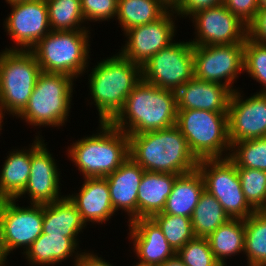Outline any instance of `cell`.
<instances>
[{"label": "cell", "mask_w": 266, "mask_h": 266, "mask_svg": "<svg viewBox=\"0 0 266 266\" xmlns=\"http://www.w3.org/2000/svg\"><path fill=\"white\" fill-rule=\"evenodd\" d=\"M17 201L0 200V262H6L16 248H22L24 254L42 234L43 204L21 207Z\"/></svg>", "instance_id": "9c48e42d"}, {"label": "cell", "mask_w": 266, "mask_h": 266, "mask_svg": "<svg viewBox=\"0 0 266 266\" xmlns=\"http://www.w3.org/2000/svg\"><path fill=\"white\" fill-rule=\"evenodd\" d=\"M228 158L237 168L266 171V137L232 143Z\"/></svg>", "instance_id": "1f68e13d"}, {"label": "cell", "mask_w": 266, "mask_h": 266, "mask_svg": "<svg viewBox=\"0 0 266 266\" xmlns=\"http://www.w3.org/2000/svg\"><path fill=\"white\" fill-rule=\"evenodd\" d=\"M9 5L12 9L3 28L16 46L5 49L31 50L51 31L46 0H23Z\"/></svg>", "instance_id": "5bb4252c"}, {"label": "cell", "mask_w": 266, "mask_h": 266, "mask_svg": "<svg viewBox=\"0 0 266 266\" xmlns=\"http://www.w3.org/2000/svg\"><path fill=\"white\" fill-rule=\"evenodd\" d=\"M266 10V0H257V12Z\"/></svg>", "instance_id": "ee69618b"}, {"label": "cell", "mask_w": 266, "mask_h": 266, "mask_svg": "<svg viewBox=\"0 0 266 266\" xmlns=\"http://www.w3.org/2000/svg\"><path fill=\"white\" fill-rule=\"evenodd\" d=\"M118 53L98 62L88 76L90 100L95 103L99 123H110L124 107L127 96L142 80L141 66Z\"/></svg>", "instance_id": "3957f363"}, {"label": "cell", "mask_w": 266, "mask_h": 266, "mask_svg": "<svg viewBox=\"0 0 266 266\" xmlns=\"http://www.w3.org/2000/svg\"><path fill=\"white\" fill-rule=\"evenodd\" d=\"M4 117H5V116H3V115L0 113V130H2V126H3L2 122H4V121H3Z\"/></svg>", "instance_id": "f6af8a7d"}, {"label": "cell", "mask_w": 266, "mask_h": 266, "mask_svg": "<svg viewBox=\"0 0 266 266\" xmlns=\"http://www.w3.org/2000/svg\"><path fill=\"white\" fill-rule=\"evenodd\" d=\"M197 168L205 190L219 201L230 219H246L255 212L244 196L237 167L228 157L199 160Z\"/></svg>", "instance_id": "30bf717a"}, {"label": "cell", "mask_w": 266, "mask_h": 266, "mask_svg": "<svg viewBox=\"0 0 266 266\" xmlns=\"http://www.w3.org/2000/svg\"><path fill=\"white\" fill-rule=\"evenodd\" d=\"M178 174L144 171L137 194V218L162 212Z\"/></svg>", "instance_id": "cb8c5ba5"}, {"label": "cell", "mask_w": 266, "mask_h": 266, "mask_svg": "<svg viewBox=\"0 0 266 266\" xmlns=\"http://www.w3.org/2000/svg\"><path fill=\"white\" fill-rule=\"evenodd\" d=\"M77 249L81 248L69 237L42 233L26 250L24 256L31 266H54L70 257L75 259L74 263L82 253Z\"/></svg>", "instance_id": "603a6c76"}, {"label": "cell", "mask_w": 266, "mask_h": 266, "mask_svg": "<svg viewBox=\"0 0 266 266\" xmlns=\"http://www.w3.org/2000/svg\"><path fill=\"white\" fill-rule=\"evenodd\" d=\"M40 66L31 50H8L0 52V113L14 118L26 107Z\"/></svg>", "instance_id": "ba28073f"}, {"label": "cell", "mask_w": 266, "mask_h": 266, "mask_svg": "<svg viewBox=\"0 0 266 266\" xmlns=\"http://www.w3.org/2000/svg\"><path fill=\"white\" fill-rule=\"evenodd\" d=\"M7 4L12 3V2H16V1H23V0H5Z\"/></svg>", "instance_id": "bcb514c9"}, {"label": "cell", "mask_w": 266, "mask_h": 266, "mask_svg": "<svg viewBox=\"0 0 266 266\" xmlns=\"http://www.w3.org/2000/svg\"><path fill=\"white\" fill-rule=\"evenodd\" d=\"M233 91L222 84L207 82L195 76L177 91V110H208L228 113Z\"/></svg>", "instance_id": "d6986e66"}, {"label": "cell", "mask_w": 266, "mask_h": 266, "mask_svg": "<svg viewBox=\"0 0 266 266\" xmlns=\"http://www.w3.org/2000/svg\"><path fill=\"white\" fill-rule=\"evenodd\" d=\"M85 22H102L116 18L118 0H80Z\"/></svg>", "instance_id": "8d00e7d4"}, {"label": "cell", "mask_w": 266, "mask_h": 266, "mask_svg": "<svg viewBox=\"0 0 266 266\" xmlns=\"http://www.w3.org/2000/svg\"><path fill=\"white\" fill-rule=\"evenodd\" d=\"M110 262L102 257H98L96 253L85 251L82 252L79 258L74 262V266H112Z\"/></svg>", "instance_id": "60d3db41"}, {"label": "cell", "mask_w": 266, "mask_h": 266, "mask_svg": "<svg viewBox=\"0 0 266 266\" xmlns=\"http://www.w3.org/2000/svg\"><path fill=\"white\" fill-rule=\"evenodd\" d=\"M229 219L219 201L204 189L191 216L195 236L207 238Z\"/></svg>", "instance_id": "f1b7e54d"}, {"label": "cell", "mask_w": 266, "mask_h": 266, "mask_svg": "<svg viewBox=\"0 0 266 266\" xmlns=\"http://www.w3.org/2000/svg\"><path fill=\"white\" fill-rule=\"evenodd\" d=\"M168 8L160 0H118L116 19L123 33L160 18Z\"/></svg>", "instance_id": "83f0119b"}, {"label": "cell", "mask_w": 266, "mask_h": 266, "mask_svg": "<svg viewBox=\"0 0 266 266\" xmlns=\"http://www.w3.org/2000/svg\"><path fill=\"white\" fill-rule=\"evenodd\" d=\"M168 9H174L182 0H160Z\"/></svg>", "instance_id": "7bdbcfd3"}, {"label": "cell", "mask_w": 266, "mask_h": 266, "mask_svg": "<svg viewBox=\"0 0 266 266\" xmlns=\"http://www.w3.org/2000/svg\"><path fill=\"white\" fill-rule=\"evenodd\" d=\"M176 126L186 138L191 153L198 161L229 156L231 143L228 136L227 113L195 109L178 110Z\"/></svg>", "instance_id": "52a82bcc"}, {"label": "cell", "mask_w": 266, "mask_h": 266, "mask_svg": "<svg viewBox=\"0 0 266 266\" xmlns=\"http://www.w3.org/2000/svg\"><path fill=\"white\" fill-rule=\"evenodd\" d=\"M195 77L229 87L244 71V43L229 45H193Z\"/></svg>", "instance_id": "7c38bea8"}, {"label": "cell", "mask_w": 266, "mask_h": 266, "mask_svg": "<svg viewBox=\"0 0 266 266\" xmlns=\"http://www.w3.org/2000/svg\"><path fill=\"white\" fill-rule=\"evenodd\" d=\"M247 38L255 43L266 45V10L257 12L247 24Z\"/></svg>", "instance_id": "f35d334b"}, {"label": "cell", "mask_w": 266, "mask_h": 266, "mask_svg": "<svg viewBox=\"0 0 266 266\" xmlns=\"http://www.w3.org/2000/svg\"><path fill=\"white\" fill-rule=\"evenodd\" d=\"M176 255L185 266H222L210 249L207 238L195 237L187 242Z\"/></svg>", "instance_id": "d590c367"}, {"label": "cell", "mask_w": 266, "mask_h": 266, "mask_svg": "<svg viewBox=\"0 0 266 266\" xmlns=\"http://www.w3.org/2000/svg\"><path fill=\"white\" fill-rule=\"evenodd\" d=\"M86 226L81 214L67 195L53 203L43 204L42 233L69 237L79 246L77 235L83 232L82 229Z\"/></svg>", "instance_id": "7402d4cb"}, {"label": "cell", "mask_w": 266, "mask_h": 266, "mask_svg": "<svg viewBox=\"0 0 266 266\" xmlns=\"http://www.w3.org/2000/svg\"><path fill=\"white\" fill-rule=\"evenodd\" d=\"M177 16L174 10L168 9L157 20L128 29L124 33L127 40L119 52L131 62L142 66L154 54L175 41Z\"/></svg>", "instance_id": "9a60e30c"}, {"label": "cell", "mask_w": 266, "mask_h": 266, "mask_svg": "<svg viewBox=\"0 0 266 266\" xmlns=\"http://www.w3.org/2000/svg\"><path fill=\"white\" fill-rule=\"evenodd\" d=\"M207 240L216 260L222 266H227L228 257L244 253V219H229L210 234Z\"/></svg>", "instance_id": "4316f807"}, {"label": "cell", "mask_w": 266, "mask_h": 266, "mask_svg": "<svg viewBox=\"0 0 266 266\" xmlns=\"http://www.w3.org/2000/svg\"><path fill=\"white\" fill-rule=\"evenodd\" d=\"M128 136L129 157L145 171L180 175L198 166V160L176 125Z\"/></svg>", "instance_id": "7a4b0ae2"}, {"label": "cell", "mask_w": 266, "mask_h": 266, "mask_svg": "<svg viewBox=\"0 0 266 266\" xmlns=\"http://www.w3.org/2000/svg\"><path fill=\"white\" fill-rule=\"evenodd\" d=\"M237 172L248 204L255 211H266V171L237 168Z\"/></svg>", "instance_id": "836d02e7"}, {"label": "cell", "mask_w": 266, "mask_h": 266, "mask_svg": "<svg viewBox=\"0 0 266 266\" xmlns=\"http://www.w3.org/2000/svg\"><path fill=\"white\" fill-rule=\"evenodd\" d=\"M144 171L128 157L118 169L105 177L114 211L122 209L129 217L128 222L137 219V194Z\"/></svg>", "instance_id": "ffe728a7"}, {"label": "cell", "mask_w": 266, "mask_h": 266, "mask_svg": "<svg viewBox=\"0 0 266 266\" xmlns=\"http://www.w3.org/2000/svg\"><path fill=\"white\" fill-rule=\"evenodd\" d=\"M221 4L223 0H182L173 10L180 18L184 16L186 18L197 10Z\"/></svg>", "instance_id": "ab89813d"}, {"label": "cell", "mask_w": 266, "mask_h": 266, "mask_svg": "<svg viewBox=\"0 0 266 266\" xmlns=\"http://www.w3.org/2000/svg\"><path fill=\"white\" fill-rule=\"evenodd\" d=\"M13 149L0 171V200L16 199L27 185L31 168V145Z\"/></svg>", "instance_id": "484cf974"}, {"label": "cell", "mask_w": 266, "mask_h": 266, "mask_svg": "<svg viewBox=\"0 0 266 266\" xmlns=\"http://www.w3.org/2000/svg\"><path fill=\"white\" fill-rule=\"evenodd\" d=\"M244 223L247 266H266V211H255Z\"/></svg>", "instance_id": "f546056e"}, {"label": "cell", "mask_w": 266, "mask_h": 266, "mask_svg": "<svg viewBox=\"0 0 266 266\" xmlns=\"http://www.w3.org/2000/svg\"><path fill=\"white\" fill-rule=\"evenodd\" d=\"M239 91L232 93L227 113L231 144L266 137V93L256 92L244 99Z\"/></svg>", "instance_id": "e0dca14e"}, {"label": "cell", "mask_w": 266, "mask_h": 266, "mask_svg": "<svg viewBox=\"0 0 266 266\" xmlns=\"http://www.w3.org/2000/svg\"><path fill=\"white\" fill-rule=\"evenodd\" d=\"M161 228L170 246L177 253L187 242L196 236L191 218L172 214H154L151 217Z\"/></svg>", "instance_id": "d6a6232c"}, {"label": "cell", "mask_w": 266, "mask_h": 266, "mask_svg": "<svg viewBox=\"0 0 266 266\" xmlns=\"http://www.w3.org/2000/svg\"><path fill=\"white\" fill-rule=\"evenodd\" d=\"M204 189V179L198 168L178 175L162 212L157 214H172L191 218Z\"/></svg>", "instance_id": "d4e9b609"}, {"label": "cell", "mask_w": 266, "mask_h": 266, "mask_svg": "<svg viewBox=\"0 0 266 266\" xmlns=\"http://www.w3.org/2000/svg\"><path fill=\"white\" fill-rule=\"evenodd\" d=\"M7 262H0V266H7L5 265Z\"/></svg>", "instance_id": "7dc6e473"}, {"label": "cell", "mask_w": 266, "mask_h": 266, "mask_svg": "<svg viewBox=\"0 0 266 266\" xmlns=\"http://www.w3.org/2000/svg\"><path fill=\"white\" fill-rule=\"evenodd\" d=\"M160 266H185V264L177 255H175L174 257L167 259Z\"/></svg>", "instance_id": "b9f144b4"}, {"label": "cell", "mask_w": 266, "mask_h": 266, "mask_svg": "<svg viewBox=\"0 0 266 266\" xmlns=\"http://www.w3.org/2000/svg\"><path fill=\"white\" fill-rule=\"evenodd\" d=\"M225 7L248 24L257 13V0H223Z\"/></svg>", "instance_id": "74e56055"}, {"label": "cell", "mask_w": 266, "mask_h": 266, "mask_svg": "<svg viewBox=\"0 0 266 266\" xmlns=\"http://www.w3.org/2000/svg\"><path fill=\"white\" fill-rule=\"evenodd\" d=\"M244 72L263 86L257 93H266V45L245 39Z\"/></svg>", "instance_id": "e575fe53"}, {"label": "cell", "mask_w": 266, "mask_h": 266, "mask_svg": "<svg viewBox=\"0 0 266 266\" xmlns=\"http://www.w3.org/2000/svg\"><path fill=\"white\" fill-rule=\"evenodd\" d=\"M133 266H144V265H140V264H137V263H136V265H133Z\"/></svg>", "instance_id": "c3c4849f"}, {"label": "cell", "mask_w": 266, "mask_h": 266, "mask_svg": "<svg viewBox=\"0 0 266 266\" xmlns=\"http://www.w3.org/2000/svg\"><path fill=\"white\" fill-rule=\"evenodd\" d=\"M31 145V168L26 187L16 198L27 194L30 204H48L62 199L60 190V169L53 154L46 147L42 135H35Z\"/></svg>", "instance_id": "2e32d148"}, {"label": "cell", "mask_w": 266, "mask_h": 266, "mask_svg": "<svg viewBox=\"0 0 266 266\" xmlns=\"http://www.w3.org/2000/svg\"><path fill=\"white\" fill-rule=\"evenodd\" d=\"M46 4L51 30H89L84 27L85 19L80 0H46Z\"/></svg>", "instance_id": "4dcf8cb0"}, {"label": "cell", "mask_w": 266, "mask_h": 266, "mask_svg": "<svg viewBox=\"0 0 266 266\" xmlns=\"http://www.w3.org/2000/svg\"><path fill=\"white\" fill-rule=\"evenodd\" d=\"M177 111L175 91L161 89L142 79L110 123L127 135L158 131L176 125Z\"/></svg>", "instance_id": "6da1fadb"}, {"label": "cell", "mask_w": 266, "mask_h": 266, "mask_svg": "<svg viewBox=\"0 0 266 266\" xmlns=\"http://www.w3.org/2000/svg\"><path fill=\"white\" fill-rule=\"evenodd\" d=\"M141 72L145 82L176 92L195 76L193 45L174 41L143 64Z\"/></svg>", "instance_id": "8fae6325"}, {"label": "cell", "mask_w": 266, "mask_h": 266, "mask_svg": "<svg viewBox=\"0 0 266 266\" xmlns=\"http://www.w3.org/2000/svg\"><path fill=\"white\" fill-rule=\"evenodd\" d=\"M89 34L90 30H51L31 49L41 72L65 74L76 81L89 67Z\"/></svg>", "instance_id": "5b68a950"}, {"label": "cell", "mask_w": 266, "mask_h": 266, "mask_svg": "<svg viewBox=\"0 0 266 266\" xmlns=\"http://www.w3.org/2000/svg\"><path fill=\"white\" fill-rule=\"evenodd\" d=\"M79 193L67 195L81 214L82 220L88 223H106L113 215L110 190L105 177L85 178Z\"/></svg>", "instance_id": "44dd1931"}, {"label": "cell", "mask_w": 266, "mask_h": 266, "mask_svg": "<svg viewBox=\"0 0 266 266\" xmlns=\"http://www.w3.org/2000/svg\"><path fill=\"white\" fill-rule=\"evenodd\" d=\"M96 134L75 140L67 156L85 178L106 177L129 157V136L111 123L100 122Z\"/></svg>", "instance_id": "277c9868"}, {"label": "cell", "mask_w": 266, "mask_h": 266, "mask_svg": "<svg viewBox=\"0 0 266 266\" xmlns=\"http://www.w3.org/2000/svg\"><path fill=\"white\" fill-rule=\"evenodd\" d=\"M75 79L41 72L24 110L17 116L31 126L61 127L69 118Z\"/></svg>", "instance_id": "8992f818"}, {"label": "cell", "mask_w": 266, "mask_h": 266, "mask_svg": "<svg viewBox=\"0 0 266 266\" xmlns=\"http://www.w3.org/2000/svg\"><path fill=\"white\" fill-rule=\"evenodd\" d=\"M133 251L139 259L137 264L160 266L176 255L161 228L152 218H137L128 224Z\"/></svg>", "instance_id": "ac0fdd59"}, {"label": "cell", "mask_w": 266, "mask_h": 266, "mask_svg": "<svg viewBox=\"0 0 266 266\" xmlns=\"http://www.w3.org/2000/svg\"><path fill=\"white\" fill-rule=\"evenodd\" d=\"M195 27V46L244 43L247 24L231 13L224 4L197 10L189 16Z\"/></svg>", "instance_id": "4fadbf2b"}]
</instances>
